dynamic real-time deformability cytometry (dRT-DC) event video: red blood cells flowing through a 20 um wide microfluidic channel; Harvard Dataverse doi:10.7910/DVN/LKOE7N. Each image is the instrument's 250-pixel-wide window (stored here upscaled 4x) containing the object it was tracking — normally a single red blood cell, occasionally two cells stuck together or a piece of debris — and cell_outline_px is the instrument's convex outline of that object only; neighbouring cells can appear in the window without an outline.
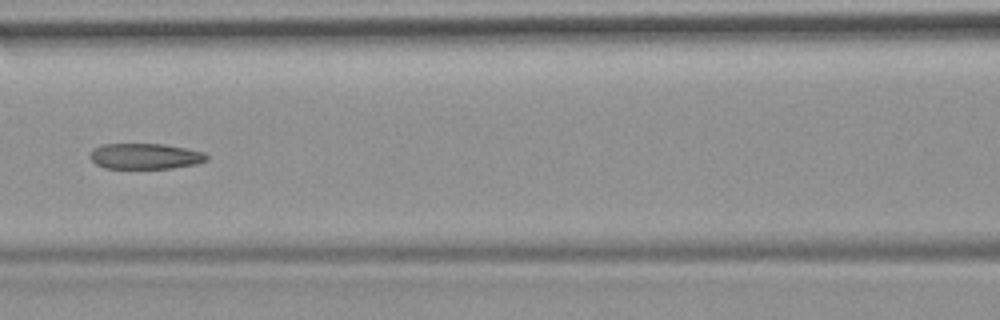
{"species": "common noctule bat (a hibernating species)", "species_latin": "Nyctalus noctula", "temperature_condition": "room temperature", "stored_images_in_passage": 4, "camera_frame_rate_fps": 3000, "um_per_image_px": 0.085, "animal": {"sex": "female", "body_mass_g": 19.9}, "frame": {"image": 1, "passage_image": 3, "time_ms": 2.333, "image_size_px": [1000, 320], "cell_outline_px": [[208, 160], [196, 164], [172, 168], [104, 168], [96, 164], [88, 156], [92, 148], [104, 144], [164, 144], [204, 152], [208, 156]], "centroid_in_image_um": [12.32, 13.28], "position_along_channel_um": 154.3, "area_um2": 17.51}}
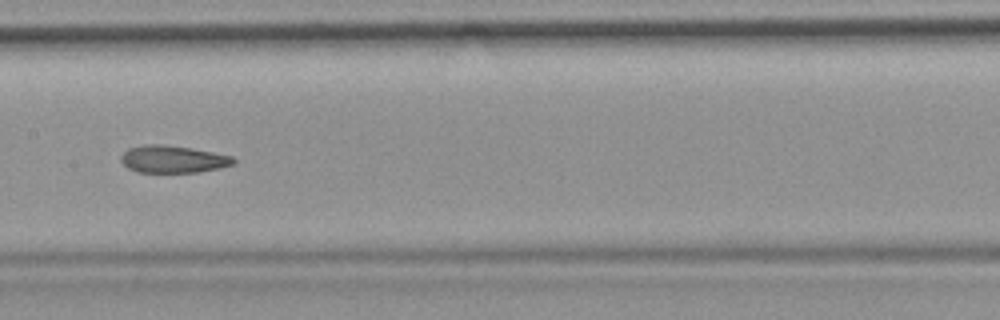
{"frame": {"image": 2, "passage_image": 4, "time_ms": 3.333, "image_size_px": [1000, 320], "cell_outline_px": [[236, 160], [232, 164], [220, 168], [200, 172], [136, 172], [128, 168], [120, 160], [120, 156], [128, 148], [144, 144], [160, 144], [192, 148], [232, 156]], "centroid_in_image_um": [14.67, 13.53], "position_along_channel_um": 192.7, "area_um2": 17.92}}